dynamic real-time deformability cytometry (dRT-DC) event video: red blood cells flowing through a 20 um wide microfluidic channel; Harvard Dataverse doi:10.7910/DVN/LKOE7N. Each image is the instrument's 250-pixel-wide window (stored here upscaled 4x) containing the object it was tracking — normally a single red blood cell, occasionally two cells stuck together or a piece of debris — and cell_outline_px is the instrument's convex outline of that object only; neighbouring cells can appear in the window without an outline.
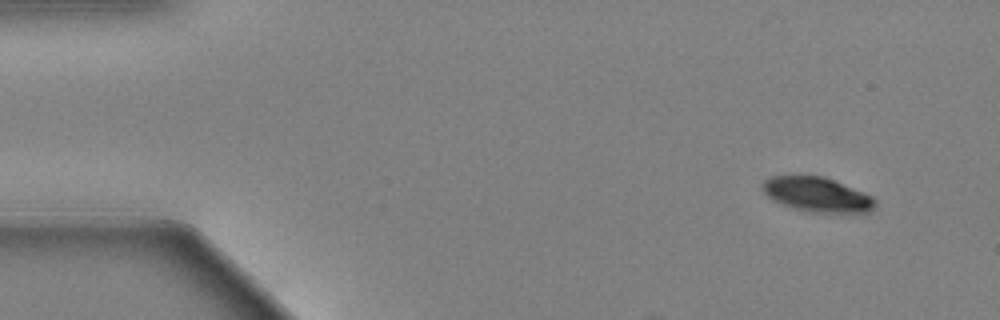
{"species": "Egyptian fruit bat (a non-hibernating species)", "species_latin": "Rousettus aegyptiacus", "temperature_condition": "warm", "stored_images_in_passage": 56, "camera_frame_rate_fps": 3000, "um_per_image_px": 0.085, "animal": {"sex": "female"}, "frame": {"image": 1, "passage_image": 1, "time_ms": 0.0, "image_size_px": [1000, 320], "cell_outline_px": [[876, 208], [872, 212], [864, 216], [812, 212], [796, 208], [772, 200], [764, 192], [760, 184], [768, 176], [824, 176], [872, 196], [876, 200]], "centroid_in_image_um": [69.56, 16.59], "position_along_channel_um": 15.4, "area_um2": 23.41}}
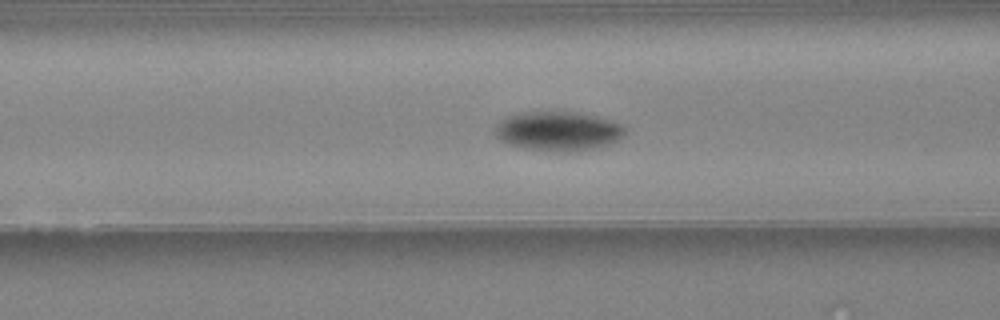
{"frame": {"image": 2, "passage_image": 20, "time_ms": 6.333, "image_size_px": [1000, 320], "cell_outline_px": [[624, 136], [600, 148], [580, 152], [556, 152], [524, 148], [508, 144], [500, 140], [496, 136], [496, 128], [508, 116], [524, 112], [572, 112], [592, 116], [620, 124], [624, 128]], "centroid_in_image_um": [47.45, 11.19], "position_along_channel_um": 119.2, "area_um2": 29.42}}
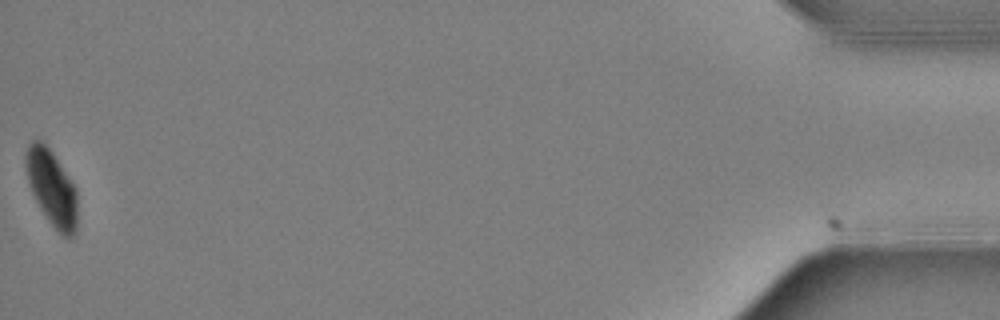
{"frame": {"image": 3, "passage_image": 56, "time_ms": 18.333, "image_size_px": [1000, 320], "cell_outline_px": [[76, 232], [72, 240], [68, 240], [48, 220], [40, 208], [32, 192], [28, 180], [24, 160], [28, 144], [32, 140], [40, 140], [52, 152], [76, 188]], "centroid_in_image_um": [4.39, 15.99], "position_along_channel_um": 430.8, "area_um2": 22.48}, "authors_computed_cell_mechanics": {"area_um2": 27.455, "velocity_mm_per_s": 3.4241, "shape_relaxation_time_tau1_ms": 1.5335, "shape_relaxation_time_tau2_ms": null, "deformation_change_tau1": 0.1259, "deformation_change_tau2": null}}